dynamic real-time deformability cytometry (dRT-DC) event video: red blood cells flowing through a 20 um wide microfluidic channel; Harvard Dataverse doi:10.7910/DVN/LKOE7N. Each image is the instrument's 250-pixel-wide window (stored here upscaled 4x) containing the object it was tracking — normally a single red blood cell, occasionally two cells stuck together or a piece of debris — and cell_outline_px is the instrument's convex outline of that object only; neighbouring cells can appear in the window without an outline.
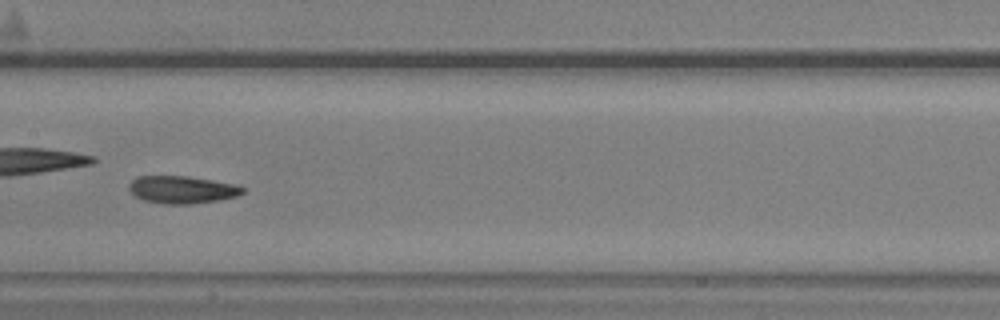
{"species": "common noctule bat (a hibernating species)", "species_latin": "Nyctalus noctula", "temperature_condition": "warm", "stored_images_in_passage": 41, "camera_frame_rate_fps": 3000, "um_per_image_px": 0.085, "animal": {"sex": "male", "body_mass_g": 20.5, "forearm_length_mm": 52.5}, "frame": {"image": 1, "passage_image": 18, "time_ms": 5.667, "image_size_px": [1000, 320], "cell_outline_px": [[244, 192], [236, 196], [220, 200], [188, 204], [164, 204], [144, 200], [136, 196], [128, 188], [128, 184], [136, 176], [188, 176], [236, 184], [244, 188]], "centroid_in_image_um": [15.47, 16.11], "position_along_channel_um": 191.9, "area_um2": 18.21}, "authors_computed_cell_mechanics": {"area_um2": 18.3226, "velocity_mm_per_s": 3.5559, "shape_relaxation_time_tau1_ms": 4.5523, "shape_relaxation_time_tau2_ms": 5.0114, "deformation_change_tau1": 0.1548, "deformation_change_tau2": 0.0807}}